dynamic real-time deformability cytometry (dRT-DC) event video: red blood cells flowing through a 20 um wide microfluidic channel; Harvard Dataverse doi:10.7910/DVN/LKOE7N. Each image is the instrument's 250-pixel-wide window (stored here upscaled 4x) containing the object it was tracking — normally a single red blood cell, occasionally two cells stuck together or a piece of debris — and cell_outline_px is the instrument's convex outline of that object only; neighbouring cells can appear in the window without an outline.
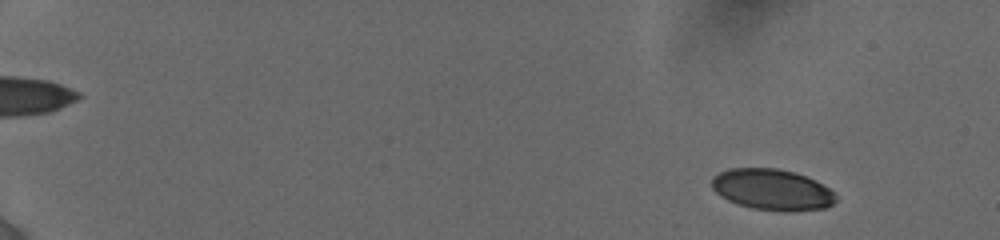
{"species": "human", "species_latin": "Homo sapiens", "temperature_condition": "cold", "stored_images_in_passage": 19, "camera_frame_rate_fps": 3000, "um_per_image_px": 0.085, "donor": {"sex": "female"}, "frame": {"image": 1, "passage_image": 4, "time_ms": 1.667, "image_size_px": [1000, 240], "cell_outline_px": [[836, 200], [832, 204], [824, 208], [784, 212], [752, 208], [736, 204], [720, 196], [712, 188], [712, 176], [728, 168], [776, 168], [796, 172], [816, 180], [828, 188], [836, 196]], "centroid_in_image_um": [65.61, 16.11], "position_along_channel_um": 19.4, "area_um2": 29.82}}
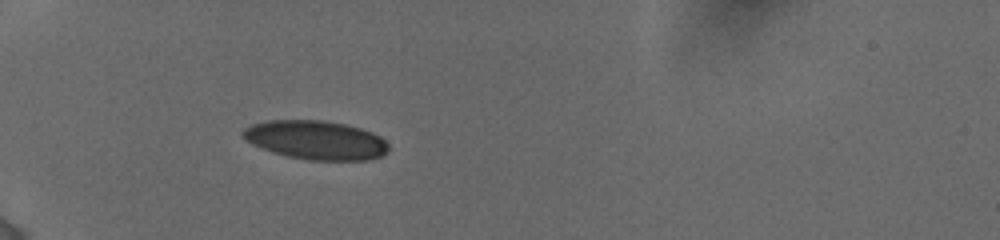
{"frame": {"image": 2, "passage_image": 13, "time_ms": 6.333, "image_size_px": [1000, 240], "cell_outline_px": [[388, 152], [380, 156], [368, 160], [308, 160], [288, 156], [272, 152], [252, 144], [244, 140], [240, 132], [244, 128], [252, 124], [268, 120], [324, 120], [344, 124], [360, 128], [372, 132], [380, 136], [388, 144]], "centroid_in_image_um": [26.82, 11.9], "position_along_channel_um": 58.2, "area_um2": 33.12}}
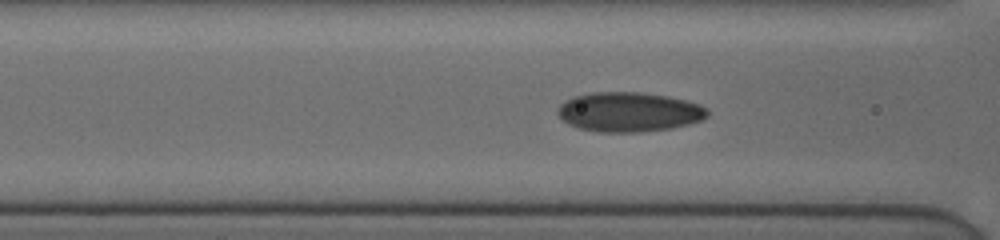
{"frame": {"image": 3, "passage_image": 17, "time_ms": 8.333, "image_size_px": [1000, 240], "cell_outline_px": [[708, 116], [700, 120], [688, 124], [672, 128], [640, 132], [596, 132], [580, 128], [568, 124], [556, 112], [560, 104], [564, 100], [572, 96], [592, 92], [640, 92], [668, 96], [700, 104], [708, 108]], "centroid_in_image_um": [53.45, 9.51], "position_along_channel_um": 113.2, "area_um2": 34.68}}